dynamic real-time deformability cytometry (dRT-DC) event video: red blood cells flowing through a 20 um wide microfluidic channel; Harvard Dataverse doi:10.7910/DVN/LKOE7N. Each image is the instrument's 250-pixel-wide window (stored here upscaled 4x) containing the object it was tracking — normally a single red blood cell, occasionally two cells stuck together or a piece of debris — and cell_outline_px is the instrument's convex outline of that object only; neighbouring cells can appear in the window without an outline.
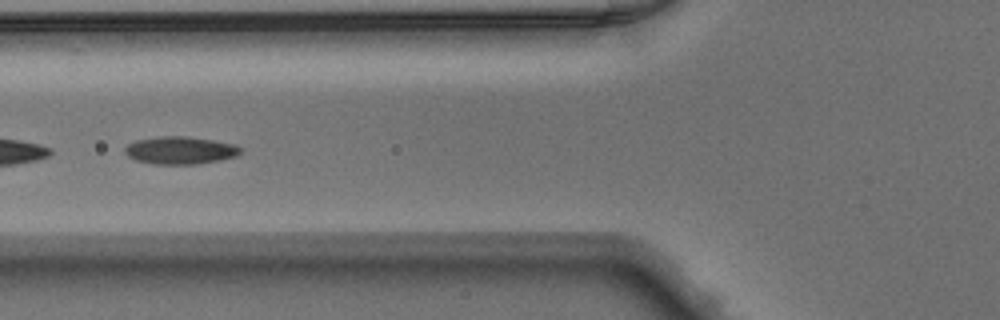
{"species": "Egyptian fruit bat (a non-hibernating species)", "species_latin": "Rousettus aegyptiacus", "temperature_condition": "warm", "stored_images_in_passage": 21, "camera_frame_rate_fps": 3000, "um_per_image_px": 0.085, "animal": {"sex": "male"}, "frame": {"image": 1, "passage_image": 19, "time_ms": 6.0, "image_size_px": [1000, 320], "cell_outline_px": [[240, 152], [236, 156], [220, 160], [196, 164], [156, 164], [136, 160], [128, 156], [124, 152], [124, 148], [128, 144], [136, 140], [160, 136], [188, 136], [236, 144], [240, 148]], "centroid_in_image_um": [15.3, 12.77], "position_along_channel_um": 110.5, "area_um2": 18.55}}